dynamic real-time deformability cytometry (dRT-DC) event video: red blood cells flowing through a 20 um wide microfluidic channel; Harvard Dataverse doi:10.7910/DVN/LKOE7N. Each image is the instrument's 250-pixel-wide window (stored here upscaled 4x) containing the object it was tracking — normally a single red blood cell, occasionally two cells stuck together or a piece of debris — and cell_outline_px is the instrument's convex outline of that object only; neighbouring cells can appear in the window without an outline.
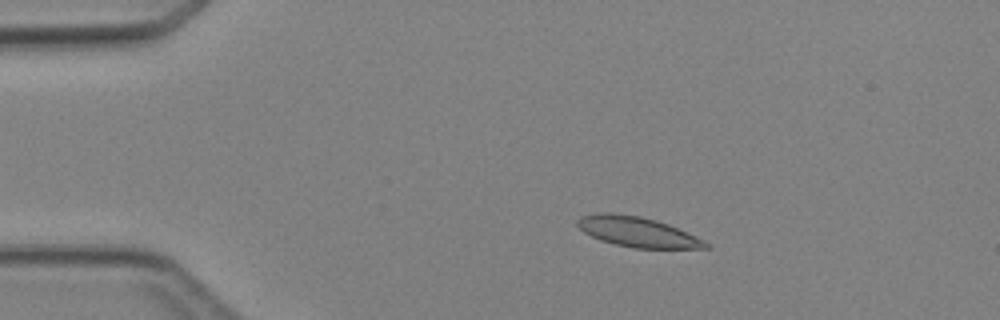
{"species": "Egyptian fruit bat (a non-hibernating species)", "species_latin": "Rousettus aegyptiacus", "temperature_condition": "cold", "stored_images_in_passage": 5, "camera_frame_rate_fps": 3000, "um_per_image_px": 0.085, "animal": {"sex": "female"}, "frame": {"image": 1, "passage_image": 3, "time_ms": 2.333, "image_size_px": [1000, 320], "cell_outline_px": [[712, 244], [708, 248], [632, 248], [600, 240], [584, 232], [576, 224], [576, 220], [580, 216], [596, 212], [612, 212], [640, 216], [656, 220], [668, 224], [704, 240]], "centroid_in_image_um": [54.15, 19.69], "position_along_channel_um": 30.8, "area_um2": 22.54}}
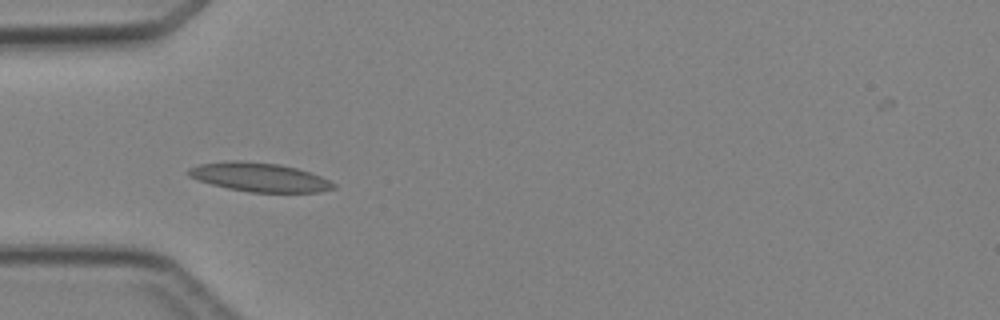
{"frame": {"image": 2, "passage_image": 4, "time_ms": 4.333, "image_size_px": [1000, 320], "cell_outline_px": [[336, 188], [320, 192], [248, 192], [228, 188], [212, 184], [188, 176], [188, 168], [200, 164], [224, 160], [240, 160], [280, 164], [296, 168], [320, 176], [336, 184]], "centroid_in_image_um": [22.04, 15.05], "position_along_channel_um": 63.0, "area_um2": 24.39}}
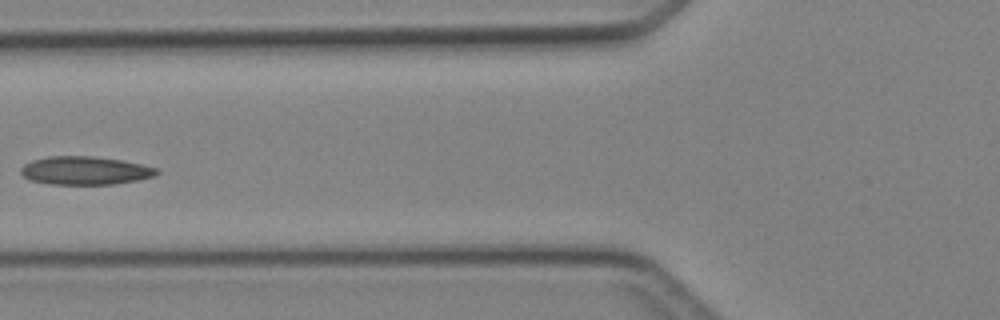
{"frame": {"image": 3, "passage_image": 5, "time_ms": 5.667, "image_size_px": [1000, 320], "cell_outline_px": [[160, 172], [156, 176], [116, 184], [48, 184], [28, 180], [20, 172], [20, 168], [24, 164], [32, 160], [48, 156], [92, 156], [124, 160], [160, 168]], "centroid_in_image_um": [7.26, 14.49], "position_along_channel_um": 118.5, "area_um2": 22.72}}